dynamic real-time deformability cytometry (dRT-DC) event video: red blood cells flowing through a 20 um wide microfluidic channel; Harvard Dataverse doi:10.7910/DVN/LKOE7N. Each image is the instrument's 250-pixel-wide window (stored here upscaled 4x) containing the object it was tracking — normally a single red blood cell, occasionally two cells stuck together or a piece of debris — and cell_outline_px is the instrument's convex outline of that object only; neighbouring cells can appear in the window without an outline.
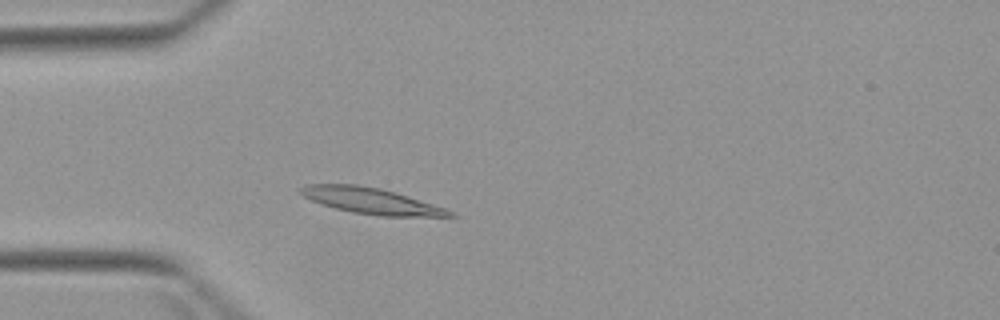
{"species": "Egyptian fruit bat (a non-hibernating species)", "species_latin": "Rousettus aegyptiacus", "temperature_condition": "warm", "stored_images_in_passage": 2, "camera_frame_rate_fps": 3000, "um_per_image_px": 0.085, "animal": {"sex": "female"}, "frame": {"image": 1, "passage_image": 2, "time_ms": 1.0, "image_size_px": [1000, 320], "cell_outline_px": [[460, 216], [380, 216], [352, 212], [320, 204], [304, 196], [300, 192], [300, 188], [308, 184], [356, 184], [380, 188], [432, 204], [456, 212]], "centroid_in_image_um": [31.54, 17.08], "position_along_channel_um": 53.5, "area_um2": 22.25}}